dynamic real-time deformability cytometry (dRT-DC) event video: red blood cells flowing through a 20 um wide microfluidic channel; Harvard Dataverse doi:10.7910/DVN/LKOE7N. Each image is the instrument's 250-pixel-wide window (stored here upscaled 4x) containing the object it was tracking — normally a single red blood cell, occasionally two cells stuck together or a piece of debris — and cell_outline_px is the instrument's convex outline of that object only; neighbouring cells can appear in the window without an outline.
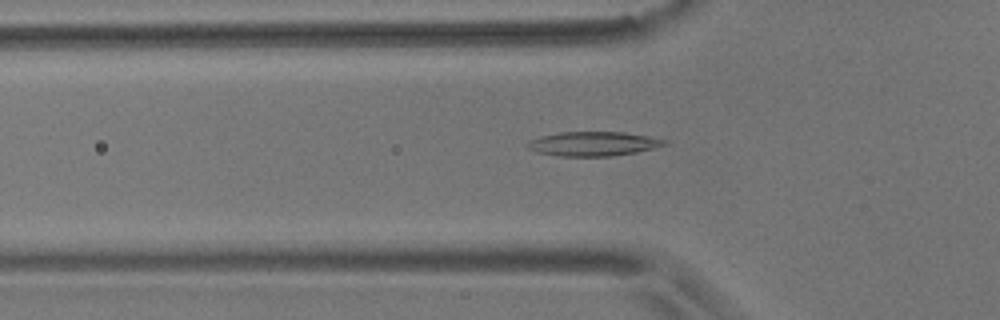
{"species": "common noctule bat (a hibernating species)", "species_latin": "Nyctalus noctula", "temperature_condition": "room temperature", "stored_images_in_passage": 35, "camera_frame_rate_fps": 3000, "um_per_image_px": 0.085, "animal": {"sex": "male", "body_mass_g": 17.9}, "frame": {"image": 1, "passage_image": 5, "time_ms": 1.333, "image_size_px": [1000, 320], "cell_outline_px": [[668, 144], [636, 152], [612, 156], [560, 156], [536, 152], [528, 148], [524, 144], [528, 140], [540, 136], [560, 132], [624, 132], [648, 136], [668, 140]], "centroid_in_image_um": [50.39, 12.22], "position_along_channel_um": 75.4, "area_um2": 19.48}}
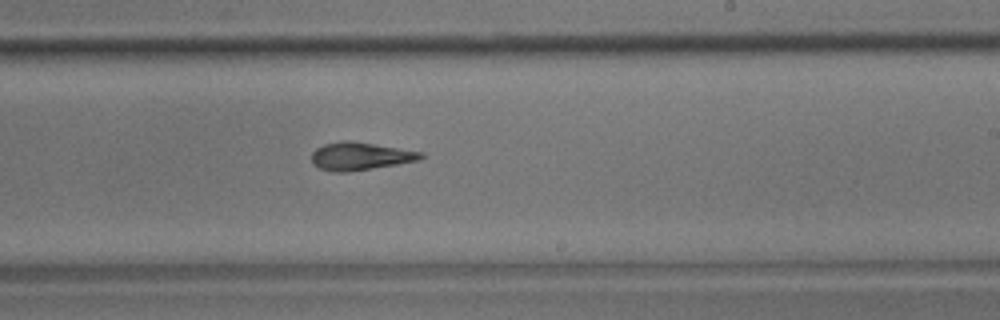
{"frame": {"image": 2, "passage_image": 20, "time_ms": 6.333, "image_size_px": [1000, 320], "cell_outline_px": [[424, 156], [420, 160], [348, 172], [332, 172], [320, 168], [312, 164], [312, 152], [316, 148], [324, 144], [340, 140], [352, 140], [424, 152]], "centroid_in_image_um": [30.6, 13.26], "position_along_channel_um": 258.4, "area_um2": 17.86}}
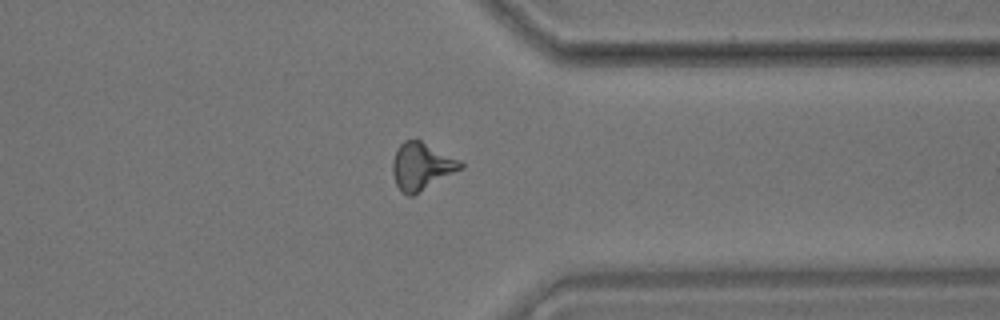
{"frame": {"image": 3, "passage_image": 30, "time_ms": 9.667, "image_size_px": [1000, 320], "cell_outline_px": [[464, 168], [412, 196], [408, 196], [400, 192], [396, 184], [392, 172], [392, 160], [396, 148], [404, 140], [420, 140], [460, 160], [464, 164]], "centroid_in_image_um": [35.81, 14.15], "position_along_channel_um": 375.6, "area_um2": 18.84}}